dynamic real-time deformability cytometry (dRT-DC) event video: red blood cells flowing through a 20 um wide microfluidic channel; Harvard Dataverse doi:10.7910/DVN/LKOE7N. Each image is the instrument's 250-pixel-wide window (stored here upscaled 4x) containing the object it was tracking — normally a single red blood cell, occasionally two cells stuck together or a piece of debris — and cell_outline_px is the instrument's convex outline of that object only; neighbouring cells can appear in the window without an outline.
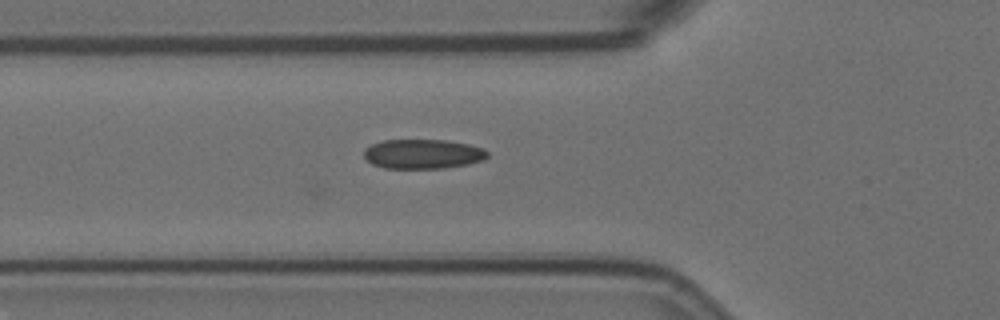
{"species": "Egyptian fruit bat (a non-hibernating species)", "species_latin": "Rousettus aegyptiacus", "temperature_condition": "room temperature", "stored_images_in_passage": 35, "camera_frame_rate_fps": 3000, "um_per_image_px": 0.085, "animal": {"sex": "female"}, "frame": {"image": 1, "passage_image": 3, "time_ms": 0.667, "image_size_px": [1000, 320], "cell_outline_px": [[488, 156], [484, 160], [468, 164], [444, 168], [384, 168], [372, 164], [364, 156], [364, 148], [372, 144], [384, 140], [444, 140], [468, 144], [484, 148], [488, 152]], "centroid_in_image_um": [35.95, 13.09], "position_along_channel_um": 89.8, "area_um2": 21.27}}
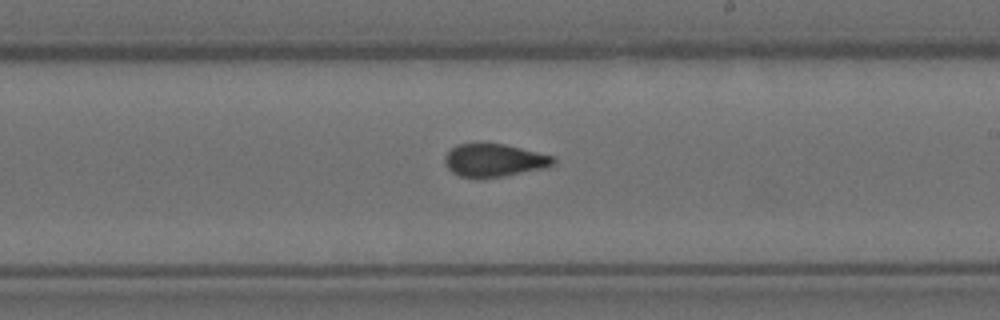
{"frame": {"image": 2, "passage_image": 16, "time_ms": 5.0, "image_size_px": [1000, 320], "cell_outline_px": [[556, 160], [552, 164], [544, 168], [504, 176], [460, 176], [452, 172], [444, 164], [444, 156], [456, 144], [476, 140], [504, 144], [552, 156]], "centroid_in_image_um": [41.93, 13.56], "position_along_channel_um": 247.1, "area_um2": 20.87}}
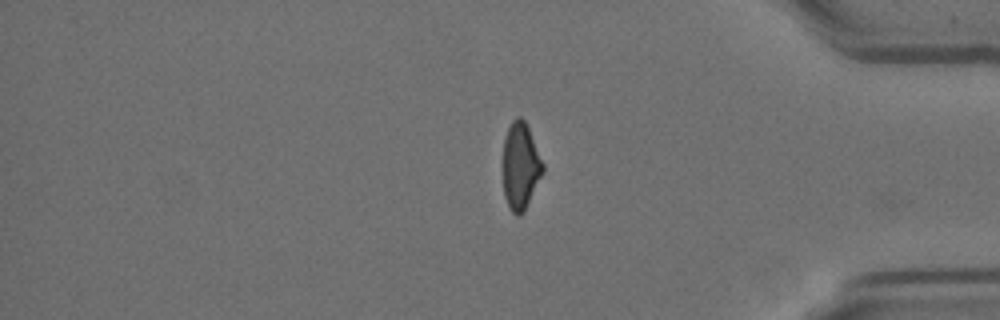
{"frame": {"image": 3, "passage_image": 30, "time_ms": 9.667, "image_size_px": [1000, 320], "cell_outline_px": [[544, 172], [524, 212], [520, 216], [516, 216], [512, 212], [504, 196], [504, 140], [508, 128], [512, 120], [516, 116], [520, 116], [524, 120], [528, 128], [544, 164]], "centroid_in_image_um": [44.26, 14.13], "position_along_channel_um": 390.9, "area_um2": 20.06}}